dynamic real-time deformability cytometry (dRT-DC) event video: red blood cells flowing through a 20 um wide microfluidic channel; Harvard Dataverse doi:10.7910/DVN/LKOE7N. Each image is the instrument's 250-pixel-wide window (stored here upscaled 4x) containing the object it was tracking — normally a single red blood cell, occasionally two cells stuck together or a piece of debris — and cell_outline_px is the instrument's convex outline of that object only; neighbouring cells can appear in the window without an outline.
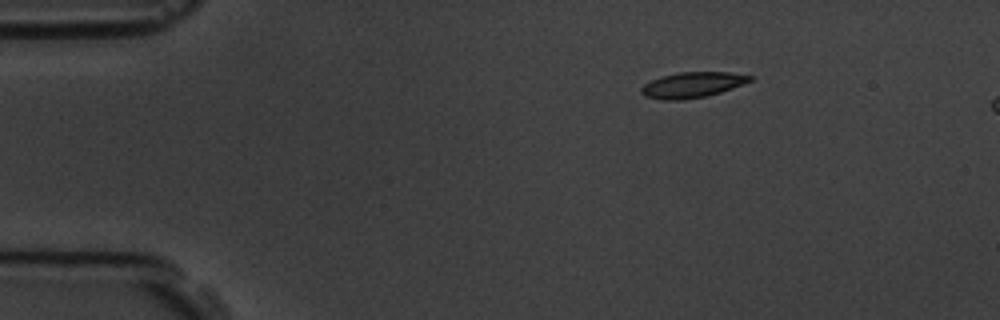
{"species": "common noctule bat (a hibernating species)", "species_latin": "Nyctalus noctula", "temperature_condition": "room temperature", "stored_images_in_passage": 3, "camera_frame_rate_fps": 3000, "um_per_image_px": 0.085, "animal": {"sex": "male", "body_mass_g": 19.5, "forearm_length_mm": 54.6}, "frame": {"image": 1, "passage_image": 1, "time_ms": 0.0, "image_size_px": [1000, 320], "cell_outline_px": [[752, 80], [720, 92], [704, 96], [680, 100], [664, 100], [644, 96], [640, 92], [640, 88], [644, 84], [652, 80], [664, 76], [680, 72], [728, 72], [752, 76]], "centroid_in_image_um": [58.8, 7.21], "position_along_channel_um": 26.2, "area_um2": 15.84}}